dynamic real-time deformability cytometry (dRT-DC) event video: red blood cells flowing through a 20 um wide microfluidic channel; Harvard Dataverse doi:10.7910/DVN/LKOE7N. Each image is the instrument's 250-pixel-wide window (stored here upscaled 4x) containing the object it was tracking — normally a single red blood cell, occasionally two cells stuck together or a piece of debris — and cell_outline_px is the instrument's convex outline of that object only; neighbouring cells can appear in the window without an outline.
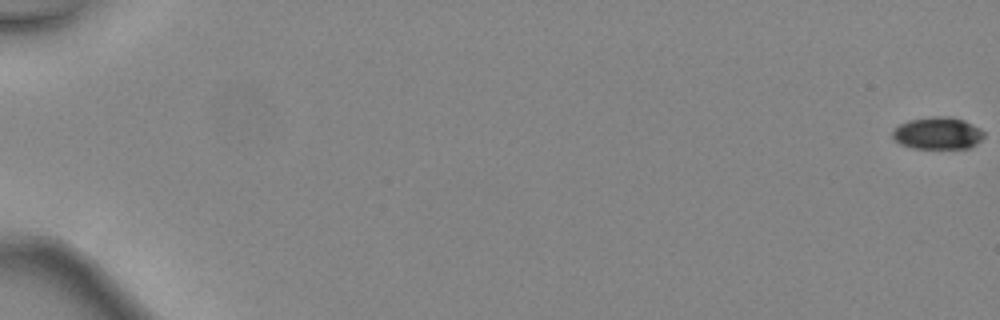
{"species": "common noctule bat (a hibernating species)", "species_latin": "Nyctalus noctula", "temperature_condition": "warm", "stored_images_in_passage": 17, "camera_frame_rate_fps": 3000, "um_per_image_px": 0.085, "animal": {"sex": "female", "body_mass_g": 24.6, "forearm_length_mm": 56.2}, "frame": {"image": 1, "passage_image": 1, "time_ms": 0.0, "image_size_px": [1000, 320], "cell_outline_px": [[984, 136], [976, 144], [968, 148], [912, 148], [900, 144], [892, 136], [892, 128], [908, 120], [932, 116], [948, 116], [964, 120], [980, 128], [984, 132]], "centroid_in_image_um": [79.68, 11.31], "position_along_channel_um": 5.3, "area_um2": 17.22}}
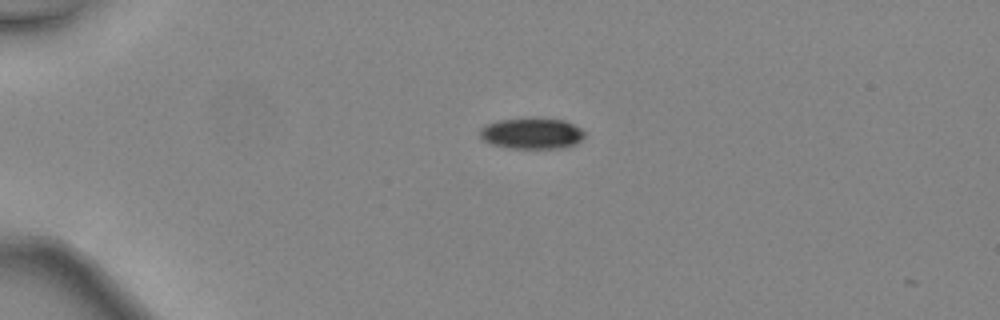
{"frame": {"image": 2, "passage_image": 14, "time_ms": 4.333, "image_size_px": [1000, 320], "cell_outline_px": [[584, 136], [576, 144], [564, 148], [508, 148], [488, 144], [480, 136], [480, 128], [496, 120], [536, 116], [564, 120], [580, 128], [584, 132]], "centroid_in_image_um": [45.18, 11.32], "position_along_channel_um": 39.8, "area_um2": 19.42}}